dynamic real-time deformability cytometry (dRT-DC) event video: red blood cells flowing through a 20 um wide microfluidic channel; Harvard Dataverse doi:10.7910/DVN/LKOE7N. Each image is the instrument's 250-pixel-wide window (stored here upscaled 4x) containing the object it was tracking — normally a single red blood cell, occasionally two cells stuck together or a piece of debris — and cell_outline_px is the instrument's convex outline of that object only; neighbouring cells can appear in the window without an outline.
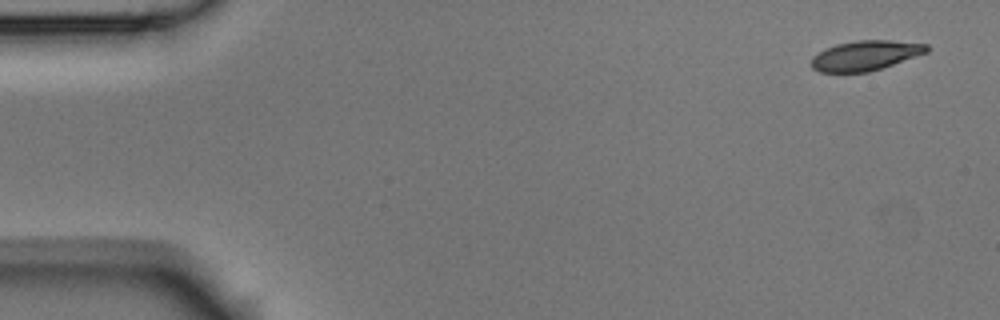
{"species": "Egyptian fruit bat (a non-hibernating species)", "species_latin": "Rousettus aegyptiacus", "temperature_condition": "room temperature", "stored_images_in_passage": 4, "camera_frame_rate_fps": 3000, "um_per_image_px": 0.085, "animal": {"sex": "male"}, "frame": {"image": 1, "passage_image": 1, "time_ms": 0.0, "image_size_px": [1000, 320], "cell_outline_px": [[928, 52], [868, 72], [820, 72], [812, 68], [812, 56], [824, 48], [836, 44], [856, 40], [888, 40], [928, 44]], "centroid_in_image_um": [73.52, 4.71], "position_along_channel_um": 11.5, "area_um2": 19.94}}